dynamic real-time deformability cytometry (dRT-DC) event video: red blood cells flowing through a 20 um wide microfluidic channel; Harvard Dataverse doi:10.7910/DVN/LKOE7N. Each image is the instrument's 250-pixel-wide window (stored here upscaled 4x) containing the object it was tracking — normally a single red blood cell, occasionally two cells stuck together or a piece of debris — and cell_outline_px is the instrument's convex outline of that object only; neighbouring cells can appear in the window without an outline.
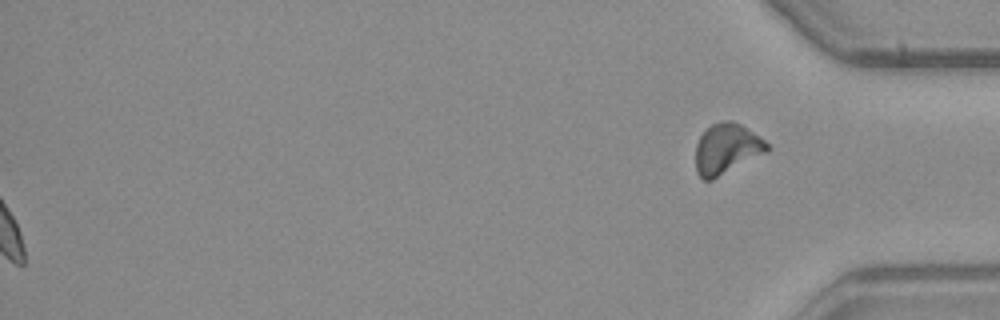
{"species": "common noctule bat (a hibernating species)", "species_latin": "Nyctalus noctula", "temperature_condition": "warm", "stored_images_in_passage": 40, "segment_of_instrument_passage": [2, 2], "camera_frame_rate_fps": 3000, "um_per_image_px": 0.085, "animal": {"sex": "male", "body_mass_g": 23.1, "forearm_length_mm": 52.7}, "frame": {"image": 1, "passage_image": 40, "time_ms": 13.0, "image_size_px": [1000, 320], "cell_outline_px": [[768, 152], [712, 180], [704, 180], [696, 172], [696, 144], [700, 136], [712, 124], [724, 120], [732, 120], [740, 124], [760, 136], [768, 144]], "centroid_in_image_um": [61.77, 12.65], "position_along_channel_um": 373.4, "area_um2": 20.98}}